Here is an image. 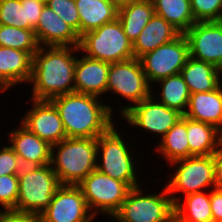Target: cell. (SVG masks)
<instances>
[{
    "mask_svg": "<svg viewBox=\"0 0 222 222\" xmlns=\"http://www.w3.org/2000/svg\"><path fill=\"white\" fill-rule=\"evenodd\" d=\"M180 34L181 33L164 18L154 14L133 43L135 58L139 59L145 53L171 42Z\"/></svg>",
    "mask_w": 222,
    "mask_h": 222,
    "instance_id": "44dd1931",
    "label": "cell"
},
{
    "mask_svg": "<svg viewBox=\"0 0 222 222\" xmlns=\"http://www.w3.org/2000/svg\"><path fill=\"white\" fill-rule=\"evenodd\" d=\"M75 52V53H74ZM78 47L40 46L33 54L32 100H50L74 92Z\"/></svg>",
    "mask_w": 222,
    "mask_h": 222,
    "instance_id": "6da1fadb",
    "label": "cell"
},
{
    "mask_svg": "<svg viewBox=\"0 0 222 222\" xmlns=\"http://www.w3.org/2000/svg\"><path fill=\"white\" fill-rule=\"evenodd\" d=\"M110 63L89 58L77 57L74 72V92L101 97L106 93Z\"/></svg>",
    "mask_w": 222,
    "mask_h": 222,
    "instance_id": "d6986e66",
    "label": "cell"
},
{
    "mask_svg": "<svg viewBox=\"0 0 222 222\" xmlns=\"http://www.w3.org/2000/svg\"><path fill=\"white\" fill-rule=\"evenodd\" d=\"M78 48L79 54L108 63L135 58L133 43L118 18L81 35Z\"/></svg>",
    "mask_w": 222,
    "mask_h": 222,
    "instance_id": "8992f818",
    "label": "cell"
},
{
    "mask_svg": "<svg viewBox=\"0 0 222 222\" xmlns=\"http://www.w3.org/2000/svg\"><path fill=\"white\" fill-rule=\"evenodd\" d=\"M189 57L188 40L184 34H180L139 59L147 81L152 86L160 79L179 74Z\"/></svg>",
    "mask_w": 222,
    "mask_h": 222,
    "instance_id": "8fae6325",
    "label": "cell"
},
{
    "mask_svg": "<svg viewBox=\"0 0 222 222\" xmlns=\"http://www.w3.org/2000/svg\"><path fill=\"white\" fill-rule=\"evenodd\" d=\"M140 1H144V0H113V2L118 8H121L131 3L140 2Z\"/></svg>",
    "mask_w": 222,
    "mask_h": 222,
    "instance_id": "ab89813d",
    "label": "cell"
},
{
    "mask_svg": "<svg viewBox=\"0 0 222 222\" xmlns=\"http://www.w3.org/2000/svg\"><path fill=\"white\" fill-rule=\"evenodd\" d=\"M22 168L20 158L9 145L0 148V176L19 174Z\"/></svg>",
    "mask_w": 222,
    "mask_h": 222,
    "instance_id": "e575fe53",
    "label": "cell"
},
{
    "mask_svg": "<svg viewBox=\"0 0 222 222\" xmlns=\"http://www.w3.org/2000/svg\"><path fill=\"white\" fill-rule=\"evenodd\" d=\"M196 22L222 21V0H190Z\"/></svg>",
    "mask_w": 222,
    "mask_h": 222,
    "instance_id": "1f68e13d",
    "label": "cell"
},
{
    "mask_svg": "<svg viewBox=\"0 0 222 222\" xmlns=\"http://www.w3.org/2000/svg\"><path fill=\"white\" fill-rule=\"evenodd\" d=\"M34 33L39 46L78 47L80 42L78 33L47 5L40 13Z\"/></svg>",
    "mask_w": 222,
    "mask_h": 222,
    "instance_id": "e0dca14e",
    "label": "cell"
},
{
    "mask_svg": "<svg viewBox=\"0 0 222 222\" xmlns=\"http://www.w3.org/2000/svg\"><path fill=\"white\" fill-rule=\"evenodd\" d=\"M80 17V36L118 18L113 0H75Z\"/></svg>",
    "mask_w": 222,
    "mask_h": 222,
    "instance_id": "cb8c5ba5",
    "label": "cell"
},
{
    "mask_svg": "<svg viewBox=\"0 0 222 222\" xmlns=\"http://www.w3.org/2000/svg\"><path fill=\"white\" fill-rule=\"evenodd\" d=\"M0 24L28 29L26 2H21V0H0Z\"/></svg>",
    "mask_w": 222,
    "mask_h": 222,
    "instance_id": "4dcf8cb0",
    "label": "cell"
},
{
    "mask_svg": "<svg viewBox=\"0 0 222 222\" xmlns=\"http://www.w3.org/2000/svg\"><path fill=\"white\" fill-rule=\"evenodd\" d=\"M0 46L25 52L32 56L39 49L34 30L21 29L0 24Z\"/></svg>",
    "mask_w": 222,
    "mask_h": 222,
    "instance_id": "f546056e",
    "label": "cell"
},
{
    "mask_svg": "<svg viewBox=\"0 0 222 222\" xmlns=\"http://www.w3.org/2000/svg\"><path fill=\"white\" fill-rule=\"evenodd\" d=\"M91 213L96 217L102 213L112 216L126 199L130 187L95 169L77 185ZM100 213V214H99Z\"/></svg>",
    "mask_w": 222,
    "mask_h": 222,
    "instance_id": "9c48e42d",
    "label": "cell"
},
{
    "mask_svg": "<svg viewBox=\"0 0 222 222\" xmlns=\"http://www.w3.org/2000/svg\"><path fill=\"white\" fill-rule=\"evenodd\" d=\"M45 3L80 36V17L75 0H46Z\"/></svg>",
    "mask_w": 222,
    "mask_h": 222,
    "instance_id": "d6a6232c",
    "label": "cell"
},
{
    "mask_svg": "<svg viewBox=\"0 0 222 222\" xmlns=\"http://www.w3.org/2000/svg\"><path fill=\"white\" fill-rule=\"evenodd\" d=\"M0 222H38V216L15 210H0Z\"/></svg>",
    "mask_w": 222,
    "mask_h": 222,
    "instance_id": "8d00e7d4",
    "label": "cell"
},
{
    "mask_svg": "<svg viewBox=\"0 0 222 222\" xmlns=\"http://www.w3.org/2000/svg\"><path fill=\"white\" fill-rule=\"evenodd\" d=\"M153 95L154 93L151 92L148 98L134 106H123L120 114L127 124L148 131L152 135H160L159 139H161L183 114L157 101L156 95Z\"/></svg>",
    "mask_w": 222,
    "mask_h": 222,
    "instance_id": "30bf717a",
    "label": "cell"
},
{
    "mask_svg": "<svg viewBox=\"0 0 222 222\" xmlns=\"http://www.w3.org/2000/svg\"><path fill=\"white\" fill-rule=\"evenodd\" d=\"M210 204L213 222L222 220V190L217 188L210 190Z\"/></svg>",
    "mask_w": 222,
    "mask_h": 222,
    "instance_id": "74e56055",
    "label": "cell"
},
{
    "mask_svg": "<svg viewBox=\"0 0 222 222\" xmlns=\"http://www.w3.org/2000/svg\"><path fill=\"white\" fill-rule=\"evenodd\" d=\"M115 123L97 138V170L122 182L130 188L140 185L134 152L118 132ZM101 152V153H100ZM101 155V156H100ZM99 160V161H98ZM101 160V161H100ZM136 162V163H135Z\"/></svg>",
    "mask_w": 222,
    "mask_h": 222,
    "instance_id": "277c9868",
    "label": "cell"
},
{
    "mask_svg": "<svg viewBox=\"0 0 222 222\" xmlns=\"http://www.w3.org/2000/svg\"><path fill=\"white\" fill-rule=\"evenodd\" d=\"M50 165L61 185H78L97 168V138L67 137L52 145Z\"/></svg>",
    "mask_w": 222,
    "mask_h": 222,
    "instance_id": "3957f363",
    "label": "cell"
},
{
    "mask_svg": "<svg viewBox=\"0 0 222 222\" xmlns=\"http://www.w3.org/2000/svg\"><path fill=\"white\" fill-rule=\"evenodd\" d=\"M215 188L222 190V147L214 154Z\"/></svg>",
    "mask_w": 222,
    "mask_h": 222,
    "instance_id": "f35d334b",
    "label": "cell"
},
{
    "mask_svg": "<svg viewBox=\"0 0 222 222\" xmlns=\"http://www.w3.org/2000/svg\"><path fill=\"white\" fill-rule=\"evenodd\" d=\"M184 82L191 94L210 92L222 84V70L215 65L189 57L181 69Z\"/></svg>",
    "mask_w": 222,
    "mask_h": 222,
    "instance_id": "7402d4cb",
    "label": "cell"
},
{
    "mask_svg": "<svg viewBox=\"0 0 222 222\" xmlns=\"http://www.w3.org/2000/svg\"><path fill=\"white\" fill-rule=\"evenodd\" d=\"M19 194L15 211L39 216L61 186L50 164L23 167L18 174Z\"/></svg>",
    "mask_w": 222,
    "mask_h": 222,
    "instance_id": "5b68a950",
    "label": "cell"
},
{
    "mask_svg": "<svg viewBox=\"0 0 222 222\" xmlns=\"http://www.w3.org/2000/svg\"><path fill=\"white\" fill-rule=\"evenodd\" d=\"M173 214L174 203L166 186L158 194L145 193L138 186L130 189L112 219L114 222H168Z\"/></svg>",
    "mask_w": 222,
    "mask_h": 222,
    "instance_id": "ba28073f",
    "label": "cell"
},
{
    "mask_svg": "<svg viewBox=\"0 0 222 222\" xmlns=\"http://www.w3.org/2000/svg\"><path fill=\"white\" fill-rule=\"evenodd\" d=\"M156 151L169 164L173 161L190 157V147L187 137V117L182 116L160 139Z\"/></svg>",
    "mask_w": 222,
    "mask_h": 222,
    "instance_id": "d4e9b609",
    "label": "cell"
},
{
    "mask_svg": "<svg viewBox=\"0 0 222 222\" xmlns=\"http://www.w3.org/2000/svg\"><path fill=\"white\" fill-rule=\"evenodd\" d=\"M180 196L174 205V213L185 222H213L210 204V191ZM184 200V201H183ZM182 201V202H181Z\"/></svg>",
    "mask_w": 222,
    "mask_h": 222,
    "instance_id": "83f0119b",
    "label": "cell"
},
{
    "mask_svg": "<svg viewBox=\"0 0 222 222\" xmlns=\"http://www.w3.org/2000/svg\"><path fill=\"white\" fill-rule=\"evenodd\" d=\"M49 101L57 109L69 138H98L114 124V109L100 97L71 92Z\"/></svg>",
    "mask_w": 222,
    "mask_h": 222,
    "instance_id": "7a4b0ae2",
    "label": "cell"
},
{
    "mask_svg": "<svg viewBox=\"0 0 222 222\" xmlns=\"http://www.w3.org/2000/svg\"><path fill=\"white\" fill-rule=\"evenodd\" d=\"M26 2V21L28 30H34L39 22L40 13L46 5L45 0H21Z\"/></svg>",
    "mask_w": 222,
    "mask_h": 222,
    "instance_id": "d590c367",
    "label": "cell"
},
{
    "mask_svg": "<svg viewBox=\"0 0 222 222\" xmlns=\"http://www.w3.org/2000/svg\"><path fill=\"white\" fill-rule=\"evenodd\" d=\"M169 165L172 168L177 167L171 171L174 174L169 175L168 183L166 182L165 185L174 205L180 200L178 194L180 192L183 193V197L203 192L205 189L210 188L209 190H212L215 188L214 155L182 158L171 162Z\"/></svg>",
    "mask_w": 222,
    "mask_h": 222,
    "instance_id": "52a82bcc",
    "label": "cell"
},
{
    "mask_svg": "<svg viewBox=\"0 0 222 222\" xmlns=\"http://www.w3.org/2000/svg\"><path fill=\"white\" fill-rule=\"evenodd\" d=\"M95 218L77 185H61L39 215L42 222H94Z\"/></svg>",
    "mask_w": 222,
    "mask_h": 222,
    "instance_id": "4fadbf2b",
    "label": "cell"
},
{
    "mask_svg": "<svg viewBox=\"0 0 222 222\" xmlns=\"http://www.w3.org/2000/svg\"><path fill=\"white\" fill-rule=\"evenodd\" d=\"M168 222H185L183 221L179 216H177L175 213L170 217Z\"/></svg>",
    "mask_w": 222,
    "mask_h": 222,
    "instance_id": "60d3db41",
    "label": "cell"
},
{
    "mask_svg": "<svg viewBox=\"0 0 222 222\" xmlns=\"http://www.w3.org/2000/svg\"><path fill=\"white\" fill-rule=\"evenodd\" d=\"M152 86L148 83L140 59L110 63L107 92L118 94L129 101L131 106L138 104L151 95Z\"/></svg>",
    "mask_w": 222,
    "mask_h": 222,
    "instance_id": "7c38bea8",
    "label": "cell"
},
{
    "mask_svg": "<svg viewBox=\"0 0 222 222\" xmlns=\"http://www.w3.org/2000/svg\"><path fill=\"white\" fill-rule=\"evenodd\" d=\"M190 157L214 155L222 147L221 130L212 124L187 118Z\"/></svg>",
    "mask_w": 222,
    "mask_h": 222,
    "instance_id": "603a6c76",
    "label": "cell"
},
{
    "mask_svg": "<svg viewBox=\"0 0 222 222\" xmlns=\"http://www.w3.org/2000/svg\"><path fill=\"white\" fill-rule=\"evenodd\" d=\"M184 35L190 57L222 70V21L196 22Z\"/></svg>",
    "mask_w": 222,
    "mask_h": 222,
    "instance_id": "5bb4252c",
    "label": "cell"
},
{
    "mask_svg": "<svg viewBox=\"0 0 222 222\" xmlns=\"http://www.w3.org/2000/svg\"><path fill=\"white\" fill-rule=\"evenodd\" d=\"M155 14L152 0L131 3L118 9V19L127 38L134 43Z\"/></svg>",
    "mask_w": 222,
    "mask_h": 222,
    "instance_id": "484cf974",
    "label": "cell"
},
{
    "mask_svg": "<svg viewBox=\"0 0 222 222\" xmlns=\"http://www.w3.org/2000/svg\"><path fill=\"white\" fill-rule=\"evenodd\" d=\"M155 14L164 18L181 34L195 23L190 0H152Z\"/></svg>",
    "mask_w": 222,
    "mask_h": 222,
    "instance_id": "4316f807",
    "label": "cell"
},
{
    "mask_svg": "<svg viewBox=\"0 0 222 222\" xmlns=\"http://www.w3.org/2000/svg\"><path fill=\"white\" fill-rule=\"evenodd\" d=\"M185 117L214 125L222 131V84L210 92L190 94Z\"/></svg>",
    "mask_w": 222,
    "mask_h": 222,
    "instance_id": "ffe728a7",
    "label": "cell"
},
{
    "mask_svg": "<svg viewBox=\"0 0 222 222\" xmlns=\"http://www.w3.org/2000/svg\"><path fill=\"white\" fill-rule=\"evenodd\" d=\"M155 83H159V89L161 90V92H158L161 96L157 101L169 108L176 109L184 115L188 107L191 93L182 75L180 73L172 75L160 79Z\"/></svg>",
    "mask_w": 222,
    "mask_h": 222,
    "instance_id": "f1b7e54d",
    "label": "cell"
},
{
    "mask_svg": "<svg viewBox=\"0 0 222 222\" xmlns=\"http://www.w3.org/2000/svg\"><path fill=\"white\" fill-rule=\"evenodd\" d=\"M20 128L9 131V145L20 158L23 167L44 166L51 163V145L40 139L21 122Z\"/></svg>",
    "mask_w": 222,
    "mask_h": 222,
    "instance_id": "2e32d148",
    "label": "cell"
},
{
    "mask_svg": "<svg viewBox=\"0 0 222 222\" xmlns=\"http://www.w3.org/2000/svg\"><path fill=\"white\" fill-rule=\"evenodd\" d=\"M33 56L29 52L0 46V92L30 82Z\"/></svg>",
    "mask_w": 222,
    "mask_h": 222,
    "instance_id": "ac0fdd59",
    "label": "cell"
},
{
    "mask_svg": "<svg viewBox=\"0 0 222 222\" xmlns=\"http://www.w3.org/2000/svg\"><path fill=\"white\" fill-rule=\"evenodd\" d=\"M31 100V106L20 122L51 146L67 138L61 117L49 100Z\"/></svg>",
    "mask_w": 222,
    "mask_h": 222,
    "instance_id": "9a60e30c",
    "label": "cell"
},
{
    "mask_svg": "<svg viewBox=\"0 0 222 222\" xmlns=\"http://www.w3.org/2000/svg\"><path fill=\"white\" fill-rule=\"evenodd\" d=\"M18 194V174L0 176V205L3 210L15 209Z\"/></svg>",
    "mask_w": 222,
    "mask_h": 222,
    "instance_id": "836d02e7",
    "label": "cell"
}]
</instances>
